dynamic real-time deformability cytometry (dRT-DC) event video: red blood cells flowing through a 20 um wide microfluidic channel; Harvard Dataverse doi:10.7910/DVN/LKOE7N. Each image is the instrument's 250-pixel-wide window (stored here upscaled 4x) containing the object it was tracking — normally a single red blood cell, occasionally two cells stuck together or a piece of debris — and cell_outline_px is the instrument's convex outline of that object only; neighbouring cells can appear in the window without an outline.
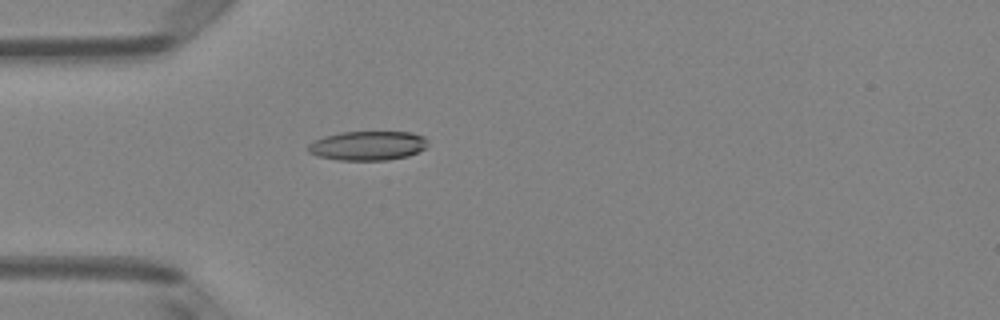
{"species": "Egyptian fruit bat (a non-hibernating species)", "species_latin": "Rousettus aegyptiacus", "temperature_condition": "room temperature", "stored_images_in_passage": 51, "camera_frame_rate_fps": 3000, "um_per_image_px": 0.085, "animal": {"sex": "female"}, "frame": {"image": 1, "passage_image": 15, "time_ms": 4.667, "image_size_px": [1000, 320], "cell_outline_px": [[428, 144], [424, 148], [408, 156], [388, 160], [336, 160], [316, 156], [308, 152], [308, 144], [324, 136], [340, 132], [412, 132], [424, 136], [428, 140]], "centroid_in_image_um": [31.25, 12.38], "position_along_channel_um": 53.7, "area_um2": 20.52}}
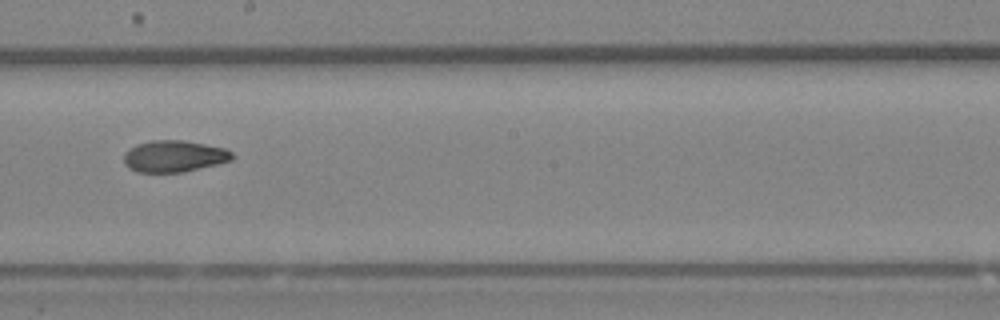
{"frame": {"image": 2, "passage_image": 29, "time_ms": 9.333, "image_size_px": [1000, 320], "cell_outline_px": [[236, 156], [232, 160], [184, 172], [136, 172], [128, 168], [124, 164], [124, 152], [128, 148], [136, 144], [152, 140], [184, 140], [224, 148], [232, 152]], "centroid_in_image_um": [14.77, 13.28], "position_along_channel_um": 233.4, "area_um2": 20.11}}
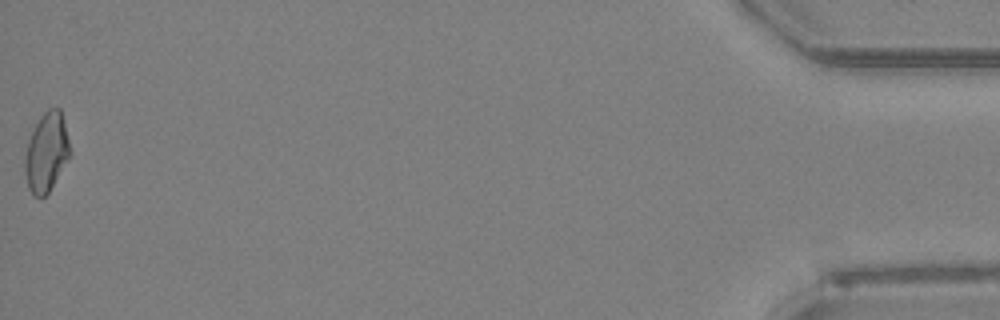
{"frame": {"image": 3, "passage_image": 51, "time_ms": 16.667, "image_size_px": [1000, 320], "cell_outline_px": [[72, 152], [68, 160], [48, 192], [44, 196], [32, 196], [28, 188], [24, 172], [24, 160], [28, 140], [40, 116], [48, 108], [60, 108]], "centroid_in_image_um": [3.94, 12.95], "position_along_channel_um": 431.3, "area_um2": 20.75}, "authors_computed_cell_mechanics": {"area_um2": 20.23, "velocity_mm_per_s": 4.0234, "shape_relaxation_time_tau1_ms": 5.4851, "shape_relaxation_time_tau2_ms": 2.4869, "deformation_change_tau1": 0.1527, "deformation_change_tau2": 0.0706}}